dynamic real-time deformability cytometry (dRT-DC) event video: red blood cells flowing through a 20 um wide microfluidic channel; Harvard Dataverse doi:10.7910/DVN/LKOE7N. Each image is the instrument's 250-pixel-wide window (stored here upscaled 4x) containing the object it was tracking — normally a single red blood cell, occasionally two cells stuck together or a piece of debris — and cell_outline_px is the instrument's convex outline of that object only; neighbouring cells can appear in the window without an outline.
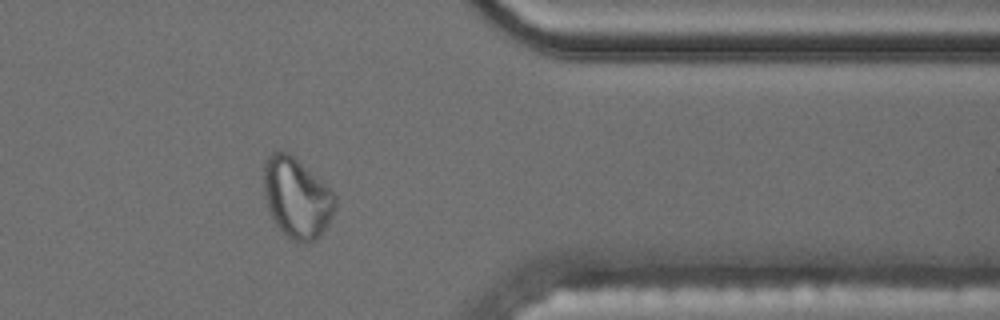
{"species": "common noctule bat (a hibernating species)", "species_latin": "Nyctalus noctula", "temperature_condition": "cold", "stored_images_in_passage": 41, "camera_frame_rate_fps": 3000, "um_per_image_px": 0.085, "animal": {"sex": "male", "body_mass_g": 17.5, "forearm_length_mm": 52.3}, "frame": {"image": 1, "passage_image": 30, "time_ms": 9.667, "image_size_px": [1000, 320], "cell_outline_px": [[336, 208], [328, 224], [316, 240], [304, 244], [280, 232], [272, 220], [268, 212], [264, 196], [264, 160], [272, 152], [288, 152], [324, 184], [336, 196]], "centroid_in_image_um": [25.2, 16.85], "position_along_channel_um": 386.2, "area_um2": 33.29}, "authors_computed_cell_mechanics": {"area_um2": 24.1026, "velocity_mm_per_s": 3.5044, "shape_relaxation_time_tau1_ms": null, "shape_relaxation_time_tau2_ms": 3.2896, "deformation_change_tau1": null, "deformation_change_tau2": 0.0827}}